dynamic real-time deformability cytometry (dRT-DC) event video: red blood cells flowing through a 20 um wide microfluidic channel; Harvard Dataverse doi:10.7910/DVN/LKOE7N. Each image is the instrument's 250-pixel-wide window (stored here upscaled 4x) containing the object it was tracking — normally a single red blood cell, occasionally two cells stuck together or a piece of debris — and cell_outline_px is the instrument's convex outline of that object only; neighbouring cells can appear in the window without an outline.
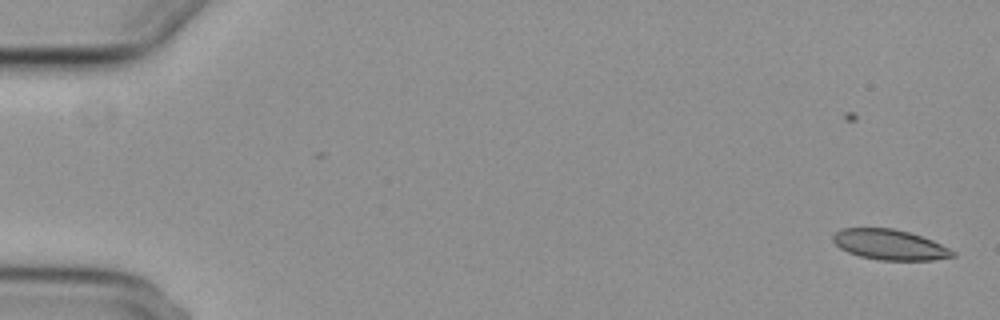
{"species": "common noctule bat (a hibernating species)", "species_latin": "Nyctalus noctula", "temperature_condition": "cold", "stored_images_in_passage": 8, "camera_frame_rate_fps": 3000, "um_per_image_px": 0.085, "animal": {"sex": "female", "body_mass_g": 29.2, "forearm_length_mm": 56.3}, "frame": {"image": 1, "passage_image": 3, "time_ms": 2.0, "image_size_px": [1000, 320], "cell_outline_px": [[956, 256], [932, 260], [880, 260], [860, 256], [848, 252], [840, 248], [832, 240], [832, 236], [836, 232], [844, 228], [892, 228], [908, 232], [932, 240], [956, 252]], "centroid_in_image_um": [75.62, 20.8], "position_along_channel_um": 9.4, "area_um2": 20.98}}
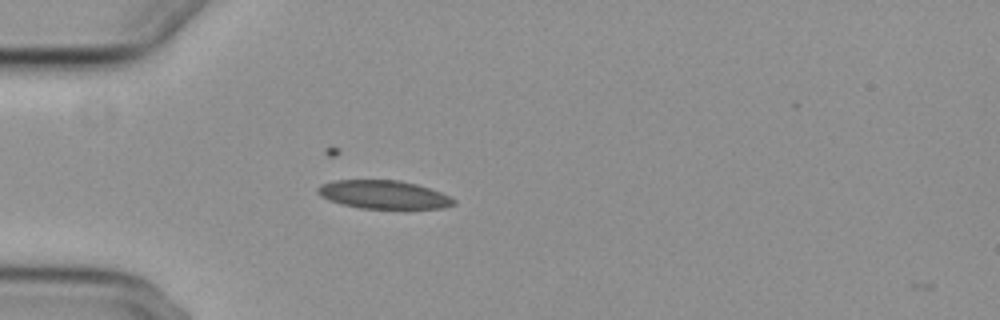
{"frame": {"image": 2, "passage_image": 7, "time_ms": 7.0, "image_size_px": [1000, 320], "cell_outline_px": [[456, 204], [444, 208], [404, 212], [360, 208], [328, 200], [320, 196], [316, 192], [316, 188], [320, 184], [336, 180], [400, 180], [416, 184], [440, 192], [456, 200]], "centroid_in_image_um": [32.66, 16.6], "position_along_channel_um": 52.3, "area_um2": 23.58}}